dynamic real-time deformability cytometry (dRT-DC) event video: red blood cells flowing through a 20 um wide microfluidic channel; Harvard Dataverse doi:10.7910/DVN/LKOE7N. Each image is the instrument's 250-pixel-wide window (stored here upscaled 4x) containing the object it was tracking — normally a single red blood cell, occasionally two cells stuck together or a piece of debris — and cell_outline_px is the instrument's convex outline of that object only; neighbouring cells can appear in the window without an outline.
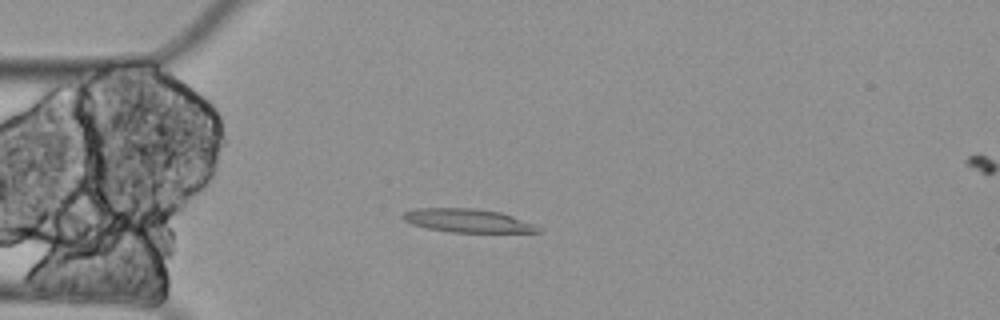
{"species": "Egyptian fruit bat (a non-hibernating species)", "species_latin": "Rousettus aegyptiacus", "temperature_condition": "cold", "stored_images_in_passage": 6, "camera_frame_rate_fps": 3000, "um_per_image_px": 0.085, "animal": {"sex": "female"}, "frame": {"image": 1, "passage_image": 5, "time_ms": 1.333, "image_size_px": [1000, 320], "cell_outline_px": [[544, 228], [540, 232], [452, 232], [428, 228], [412, 224], [404, 220], [400, 216], [404, 212], [416, 208], [472, 208], [500, 212], [536, 224]], "centroid_in_image_um": [39.78, 18.75], "position_along_channel_um": 45.2, "area_um2": 18.5}}